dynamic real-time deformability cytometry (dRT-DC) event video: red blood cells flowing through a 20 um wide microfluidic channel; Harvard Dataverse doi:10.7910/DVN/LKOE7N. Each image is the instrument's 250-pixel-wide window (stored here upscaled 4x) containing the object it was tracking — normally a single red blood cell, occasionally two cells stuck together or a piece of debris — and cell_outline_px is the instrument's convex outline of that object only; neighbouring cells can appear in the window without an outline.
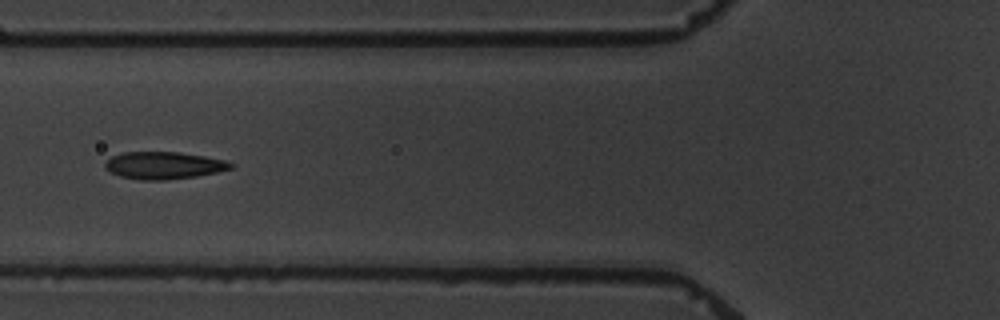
{"species": "common noctule bat (a hibernating species)", "species_latin": "Nyctalus noctula", "temperature_condition": "warm", "stored_images_in_passage": 9, "camera_frame_rate_fps": 3000, "um_per_image_px": 0.085, "animal": {"sex": "male", "body_mass_g": 19.5, "forearm_length_mm": 54.6}, "frame": {"image": 1, "passage_image": 6, "time_ms": 6.0, "image_size_px": [1000, 320], "cell_outline_px": [[236, 164], [232, 168], [216, 172], [196, 176], [164, 180], [140, 180], [120, 176], [104, 168], [104, 164], [112, 156], [124, 152], [180, 152], [204, 156], [224, 160]], "centroid_in_image_um": [13.92, 14.06], "position_along_channel_um": 111.9, "area_um2": 19.88}}
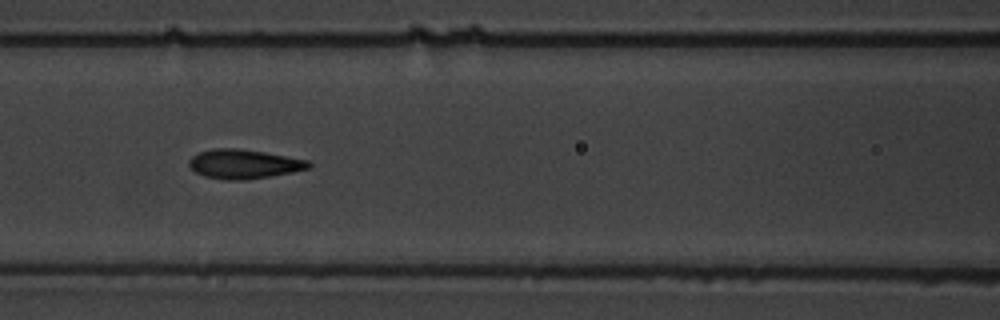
{"frame": {"image": 2, "passage_image": 7, "time_ms": 7.0, "image_size_px": [1000, 320], "cell_outline_px": [[312, 168], [272, 176], [244, 180], [228, 180], [204, 176], [196, 172], [188, 164], [188, 160], [192, 156], [200, 152], [212, 148], [236, 148], [264, 152], [308, 160], [312, 164]], "centroid_in_image_um": [20.74, 13.94], "position_along_channel_um": 145.9, "area_um2": 20.4}}
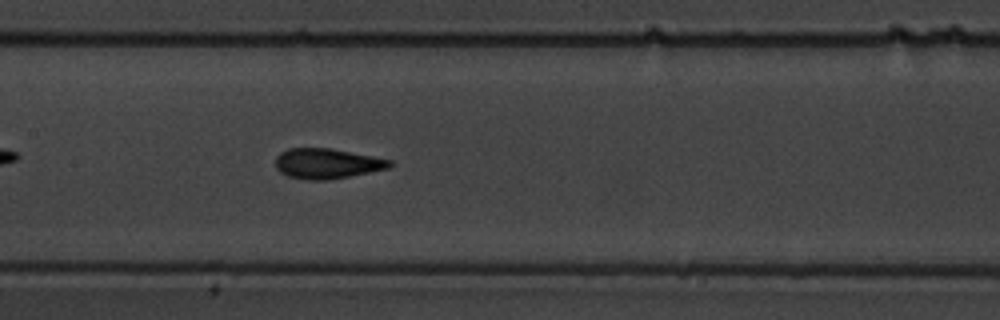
{"frame": {"image": 3, "passage_image": 8, "time_ms": 8.0, "image_size_px": [1000, 320], "cell_outline_px": [[392, 164], [388, 168], [328, 180], [308, 180], [288, 176], [280, 172], [276, 168], [276, 156], [280, 152], [288, 148], [332, 148], [392, 160]], "centroid_in_image_um": [27.76, 13.89], "position_along_channel_um": 179.6, "area_um2": 20.0}}